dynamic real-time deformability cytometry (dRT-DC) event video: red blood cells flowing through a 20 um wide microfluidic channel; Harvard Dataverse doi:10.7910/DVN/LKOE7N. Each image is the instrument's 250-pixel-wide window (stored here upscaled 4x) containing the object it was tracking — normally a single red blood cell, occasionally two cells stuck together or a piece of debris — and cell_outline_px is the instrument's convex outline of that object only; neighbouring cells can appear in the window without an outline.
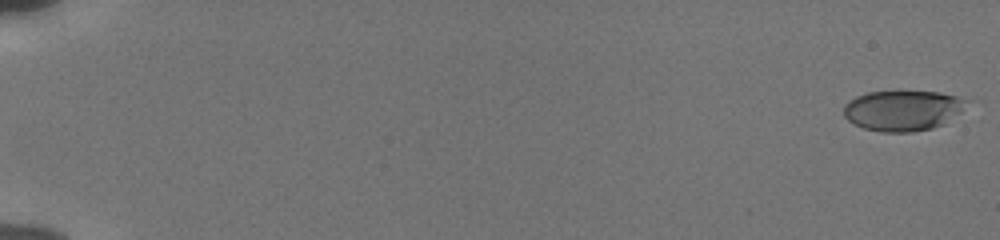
{"species": "human", "species_latin": "Homo sapiens", "temperature_condition": "cold", "stored_images_in_passage": 56, "camera_frame_rate_fps": 3000, "um_per_image_px": 0.085, "donor": {"sex": "male"}, "frame": {"image": 1, "passage_image": 1, "time_ms": 0.0, "image_size_px": [1000, 240], "cell_outline_px": [[972, 100], [960, 112], [940, 124], [932, 128], [912, 132], [884, 132], [864, 128], [848, 120], [844, 116], [844, 104], [848, 100], [856, 96], [868, 92], [940, 92]], "centroid_in_image_um": [76.73, 9.38], "position_along_channel_um": 8.3, "area_um2": 28.73}}
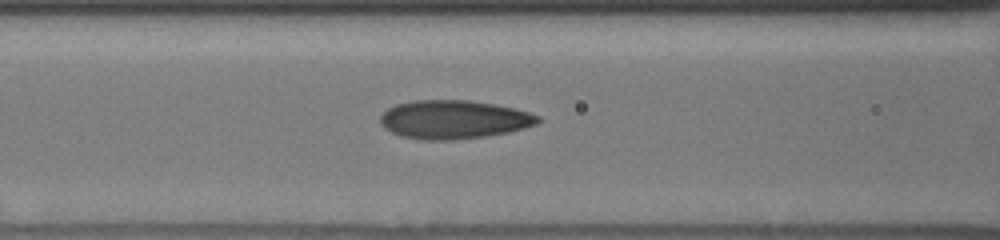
{"frame": {"image": 2, "passage_image": 26, "time_ms": 8.333, "image_size_px": [1000, 240], "cell_outline_px": [[544, 120], [536, 124], [524, 128], [508, 132], [484, 136], [452, 140], [428, 140], [404, 136], [392, 132], [384, 128], [380, 124], [380, 116], [388, 108], [396, 104], [416, 100], [468, 100], [496, 104], [528, 112], [540, 116]], "centroid_in_image_um": [38.59, 10.15], "position_along_channel_um": 128.0, "area_um2": 35.32}}
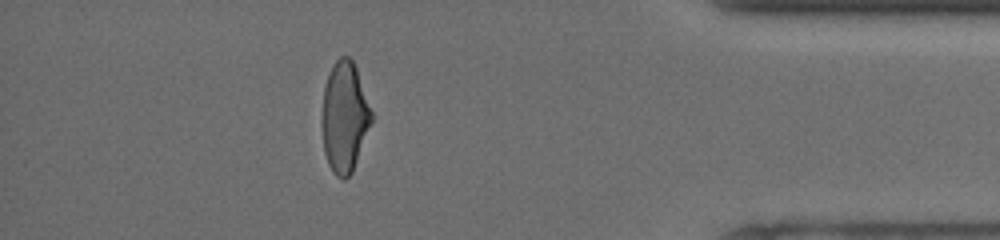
{"frame": {"image": 3, "passage_image": 50, "time_ms": 16.333, "image_size_px": [1000, 240], "cell_outline_px": [[372, 120], [352, 172], [344, 180], [336, 176], [332, 172], [328, 164], [324, 152], [320, 120], [324, 88], [328, 76], [336, 60], [340, 56], [348, 56], [352, 60], [356, 68], [372, 112]], "centroid_in_image_um": [29.25, 9.97], "position_along_channel_um": 405.9, "area_um2": 31.79}, "authors_computed_cell_mechanics": {"area_um2": 32.657, "velocity_mm_per_s": 3.869, "shape_relaxation_time_tau1_ms": 6.8951, "shape_relaxation_time_tau2_ms": 1.421, "deformation_change_tau1": 0.2093, "deformation_change_tau2": 0.0806}}